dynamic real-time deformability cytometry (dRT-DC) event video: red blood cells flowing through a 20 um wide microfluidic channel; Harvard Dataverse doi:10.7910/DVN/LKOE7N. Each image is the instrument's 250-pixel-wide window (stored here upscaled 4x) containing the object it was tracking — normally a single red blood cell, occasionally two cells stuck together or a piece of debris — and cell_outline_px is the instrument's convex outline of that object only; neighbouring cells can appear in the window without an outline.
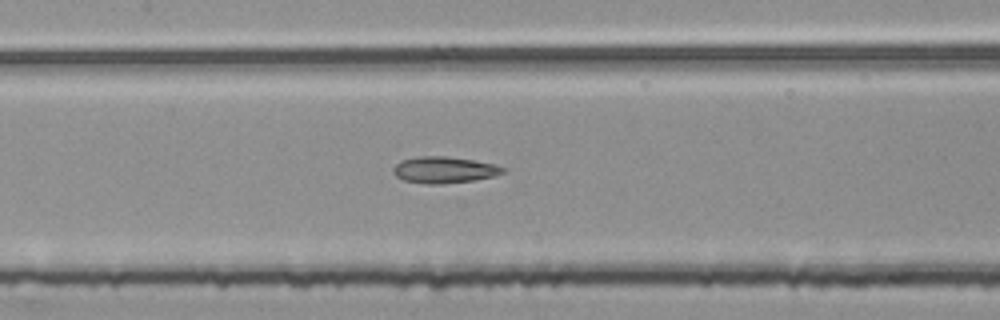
{"species": "common noctule bat (a hibernating species)", "species_latin": "Nyctalus noctula", "temperature_condition": "room temperature", "stored_images_in_passage": 48, "segment_of_instrument_passage": [2, 2], "camera_frame_rate_fps": 3000, "um_per_image_px": 0.085, "animal": {"sex": "female", "body_mass_g": 25.1}, "frame": {"image": 1, "passage_image": 20, "time_ms": 6.333, "image_size_px": [1000, 320], "cell_outline_px": [[504, 172], [492, 176], [472, 180], [440, 184], [424, 184], [404, 180], [396, 176], [392, 172], [392, 168], [400, 160], [420, 156], [444, 156], [472, 160], [492, 164], [504, 168]], "centroid_in_image_um": [37.67, 14.44], "position_along_channel_um": 169.7, "area_um2": 16.65}}
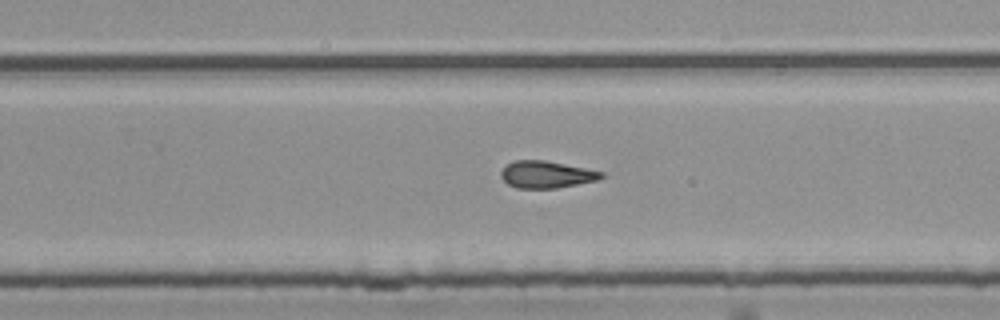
{"frame": {"image": 2, "passage_image": 29, "time_ms": 9.333, "image_size_px": [1000, 320], "cell_outline_px": [[608, 176], [596, 180], [556, 188], [516, 188], [508, 184], [500, 176], [500, 172], [508, 164], [516, 160], [544, 160], [604, 172]], "centroid_in_image_um": [46.45, 14.83], "position_along_channel_um": 283.3, "area_um2": 15.66}}
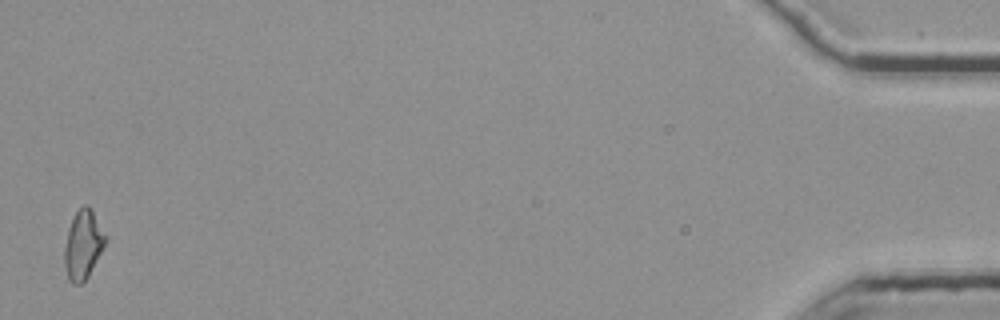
{"frame": {"image": 3, "passage_image": 48, "time_ms": 15.667, "image_size_px": [1000, 320], "cell_outline_px": [[108, 236], [88, 276], [80, 284], [72, 284], [68, 280], [64, 264], [64, 248], [68, 228], [76, 212], [84, 204], [88, 204]], "centroid_in_image_um": [7.05, 20.79], "position_along_channel_um": 428.2, "area_um2": 16.3}}